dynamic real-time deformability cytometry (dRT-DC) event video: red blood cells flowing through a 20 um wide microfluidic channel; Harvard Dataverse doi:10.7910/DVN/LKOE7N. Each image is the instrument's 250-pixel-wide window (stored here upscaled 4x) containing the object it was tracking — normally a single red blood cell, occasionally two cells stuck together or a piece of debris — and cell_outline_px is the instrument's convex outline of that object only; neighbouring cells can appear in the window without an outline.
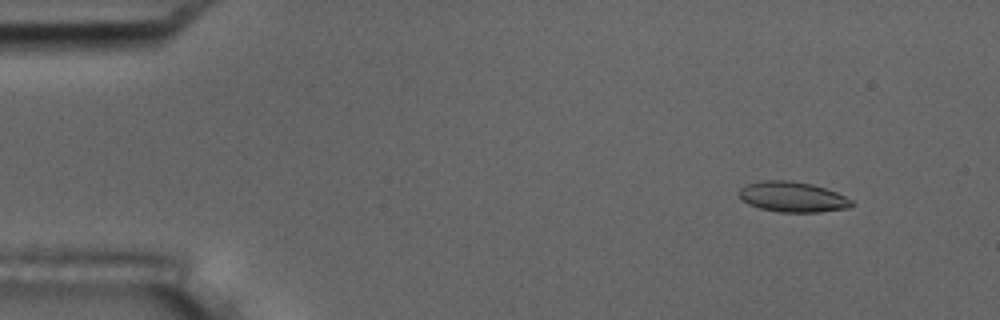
{"species": "common noctule bat (a hibernating species)", "species_latin": "Nyctalus noctula", "temperature_condition": "room temperature", "stored_images_in_passage": 53, "camera_frame_rate_fps": 3000, "um_per_image_px": 0.085, "animal": {"sex": "male", "body_mass_g": 17.5, "forearm_length_mm": 52.3}, "frame": {"image": 1, "passage_image": 5, "time_ms": 1.333, "image_size_px": [1000, 320], "cell_outline_px": [[852, 204], [848, 208], [820, 212], [780, 212], [760, 208], [748, 204], [740, 196], [740, 188], [748, 184], [760, 180], [788, 180], [812, 184], [836, 192], [852, 200]], "centroid_in_image_um": [67.37, 16.73], "position_along_channel_um": 17.6, "area_um2": 19.71}}
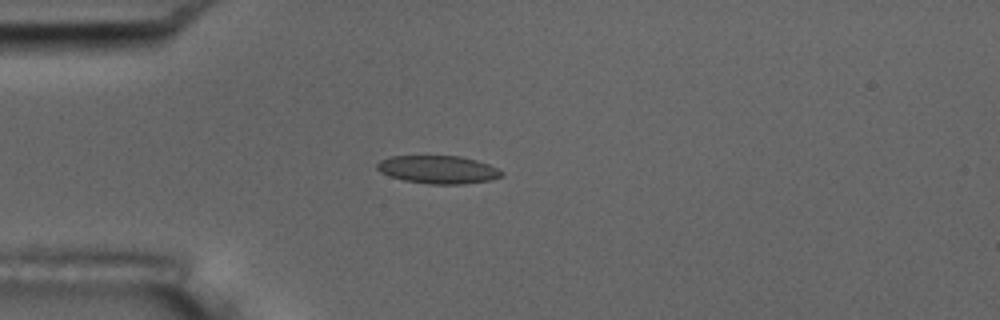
{"frame": {"image": 2, "passage_image": 14, "time_ms": 4.333, "image_size_px": [1000, 320], "cell_outline_px": [[504, 172], [500, 176], [492, 180], [464, 184], [428, 184], [404, 180], [380, 172], [376, 168], [376, 164], [380, 160], [392, 156], [460, 156], [476, 160], [488, 164]], "centroid_in_image_um": [37.24, 14.41], "position_along_channel_um": 47.8, "area_um2": 20.23}}
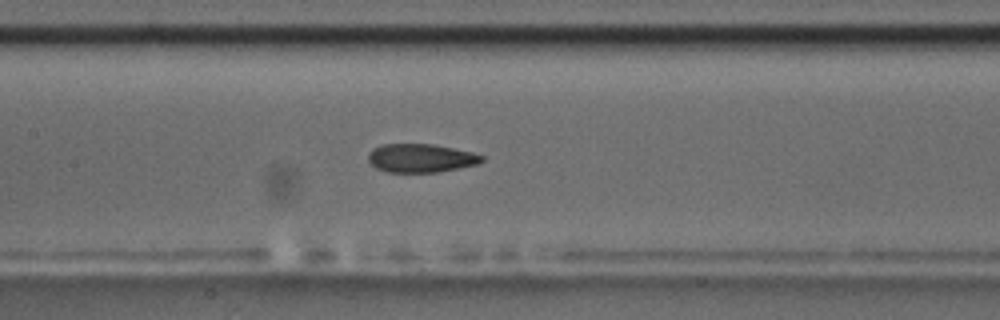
{"frame": {"image": 3, "passage_image": 25, "time_ms": 8.0, "image_size_px": [1000, 320], "cell_outline_px": [[484, 160], [480, 164], [440, 172], [388, 172], [376, 168], [368, 160], [368, 152], [372, 148], [380, 144], [436, 144], [472, 152], [484, 156]], "centroid_in_image_um": [35.79, 13.43], "position_along_channel_um": 171.6, "area_um2": 19.19}, "authors_computed_cell_mechanics": {"area_um2": 19.8832, "velocity_mm_per_s": 3.7627, "shape_relaxation_time_tau1_ms": 10.7934, "shape_relaxation_time_tau2_ms": 2.3301, "deformation_change_tau1": 0.2142, "deformation_change_tau2": 0.0685}}